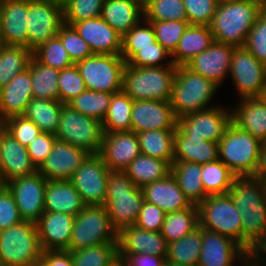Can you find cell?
Segmentation results:
<instances>
[{"instance_id":"cell-71","label":"cell","mask_w":266,"mask_h":266,"mask_svg":"<svg viewBox=\"0 0 266 266\" xmlns=\"http://www.w3.org/2000/svg\"><path fill=\"white\" fill-rule=\"evenodd\" d=\"M240 266H254V265H251V264L247 263L246 261H244L243 263H240Z\"/></svg>"},{"instance_id":"cell-16","label":"cell","mask_w":266,"mask_h":266,"mask_svg":"<svg viewBox=\"0 0 266 266\" xmlns=\"http://www.w3.org/2000/svg\"><path fill=\"white\" fill-rule=\"evenodd\" d=\"M47 179L38 171L5 184L12 193L24 221L36 223L44 213Z\"/></svg>"},{"instance_id":"cell-44","label":"cell","mask_w":266,"mask_h":266,"mask_svg":"<svg viewBox=\"0 0 266 266\" xmlns=\"http://www.w3.org/2000/svg\"><path fill=\"white\" fill-rule=\"evenodd\" d=\"M112 95L107 92L87 89L68 102L67 105L83 115L103 122L108 112Z\"/></svg>"},{"instance_id":"cell-9","label":"cell","mask_w":266,"mask_h":266,"mask_svg":"<svg viewBox=\"0 0 266 266\" xmlns=\"http://www.w3.org/2000/svg\"><path fill=\"white\" fill-rule=\"evenodd\" d=\"M197 208L201 228L228 237L242 247L241 214L229 194L209 195Z\"/></svg>"},{"instance_id":"cell-3","label":"cell","mask_w":266,"mask_h":266,"mask_svg":"<svg viewBox=\"0 0 266 266\" xmlns=\"http://www.w3.org/2000/svg\"><path fill=\"white\" fill-rule=\"evenodd\" d=\"M106 208L110 222L117 232L135 225L144 203L142 189L121 171H110L107 180Z\"/></svg>"},{"instance_id":"cell-21","label":"cell","mask_w":266,"mask_h":266,"mask_svg":"<svg viewBox=\"0 0 266 266\" xmlns=\"http://www.w3.org/2000/svg\"><path fill=\"white\" fill-rule=\"evenodd\" d=\"M37 171L25 146H22L0 124V176L4 185L16 178L29 176Z\"/></svg>"},{"instance_id":"cell-36","label":"cell","mask_w":266,"mask_h":266,"mask_svg":"<svg viewBox=\"0 0 266 266\" xmlns=\"http://www.w3.org/2000/svg\"><path fill=\"white\" fill-rule=\"evenodd\" d=\"M63 104L59 100L33 97L23 116L33 121L42 132L55 135Z\"/></svg>"},{"instance_id":"cell-73","label":"cell","mask_w":266,"mask_h":266,"mask_svg":"<svg viewBox=\"0 0 266 266\" xmlns=\"http://www.w3.org/2000/svg\"><path fill=\"white\" fill-rule=\"evenodd\" d=\"M4 186V183L1 180V176H0V189Z\"/></svg>"},{"instance_id":"cell-2","label":"cell","mask_w":266,"mask_h":266,"mask_svg":"<svg viewBox=\"0 0 266 266\" xmlns=\"http://www.w3.org/2000/svg\"><path fill=\"white\" fill-rule=\"evenodd\" d=\"M265 5L261 0H234L218 4L209 25L214 41L243 47Z\"/></svg>"},{"instance_id":"cell-4","label":"cell","mask_w":266,"mask_h":266,"mask_svg":"<svg viewBox=\"0 0 266 266\" xmlns=\"http://www.w3.org/2000/svg\"><path fill=\"white\" fill-rule=\"evenodd\" d=\"M219 88L213 81L192 72L185 65L177 66L169 101L175 116L178 118L213 107L209 103Z\"/></svg>"},{"instance_id":"cell-1","label":"cell","mask_w":266,"mask_h":266,"mask_svg":"<svg viewBox=\"0 0 266 266\" xmlns=\"http://www.w3.org/2000/svg\"><path fill=\"white\" fill-rule=\"evenodd\" d=\"M228 194L241 214L242 248L246 250L266 230V183L253 177H236Z\"/></svg>"},{"instance_id":"cell-43","label":"cell","mask_w":266,"mask_h":266,"mask_svg":"<svg viewBox=\"0 0 266 266\" xmlns=\"http://www.w3.org/2000/svg\"><path fill=\"white\" fill-rule=\"evenodd\" d=\"M201 182L207 195L228 194L236 176L219 159L202 165Z\"/></svg>"},{"instance_id":"cell-42","label":"cell","mask_w":266,"mask_h":266,"mask_svg":"<svg viewBox=\"0 0 266 266\" xmlns=\"http://www.w3.org/2000/svg\"><path fill=\"white\" fill-rule=\"evenodd\" d=\"M133 100L122 90L112 95L110 106L102 125L105 133L131 130Z\"/></svg>"},{"instance_id":"cell-70","label":"cell","mask_w":266,"mask_h":266,"mask_svg":"<svg viewBox=\"0 0 266 266\" xmlns=\"http://www.w3.org/2000/svg\"><path fill=\"white\" fill-rule=\"evenodd\" d=\"M3 47H4V42H3L2 35H1V32H0V52H1Z\"/></svg>"},{"instance_id":"cell-30","label":"cell","mask_w":266,"mask_h":266,"mask_svg":"<svg viewBox=\"0 0 266 266\" xmlns=\"http://www.w3.org/2000/svg\"><path fill=\"white\" fill-rule=\"evenodd\" d=\"M231 113L236 126L262 143L266 141V104L259 97L240 99Z\"/></svg>"},{"instance_id":"cell-31","label":"cell","mask_w":266,"mask_h":266,"mask_svg":"<svg viewBox=\"0 0 266 266\" xmlns=\"http://www.w3.org/2000/svg\"><path fill=\"white\" fill-rule=\"evenodd\" d=\"M101 18L123 36L144 19L143 5L136 0H105Z\"/></svg>"},{"instance_id":"cell-55","label":"cell","mask_w":266,"mask_h":266,"mask_svg":"<svg viewBox=\"0 0 266 266\" xmlns=\"http://www.w3.org/2000/svg\"><path fill=\"white\" fill-rule=\"evenodd\" d=\"M1 125L25 147L42 132L33 121L23 115L10 117L3 121Z\"/></svg>"},{"instance_id":"cell-40","label":"cell","mask_w":266,"mask_h":266,"mask_svg":"<svg viewBox=\"0 0 266 266\" xmlns=\"http://www.w3.org/2000/svg\"><path fill=\"white\" fill-rule=\"evenodd\" d=\"M32 79L33 97L59 100V70L45 66L34 57L28 65Z\"/></svg>"},{"instance_id":"cell-64","label":"cell","mask_w":266,"mask_h":266,"mask_svg":"<svg viewBox=\"0 0 266 266\" xmlns=\"http://www.w3.org/2000/svg\"><path fill=\"white\" fill-rule=\"evenodd\" d=\"M109 266H125V265H124V262L122 261V259L118 257Z\"/></svg>"},{"instance_id":"cell-56","label":"cell","mask_w":266,"mask_h":266,"mask_svg":"<svg viewBox=\"0 0 266 266\" xmlns=\"http://www.w3.org/2000/svg\"><path fill=\"white\" fill-rule=\"evenodd\" d=\"M190 25L209 26L215 14L217 2L215 0H182Z\"/></svg>"},{"instance_id":"cell-35","label":"cell","mask_w":266,"mask_h":266,"mask_svg":"<svg viewBox=\"0 0 266 266\" xmlns=\"http://www.w3.org/2000/svg\"><path fill=\"white\" fill-rule=\"evenodd\" d=\"M124 173L139 188L164 179L171 173V164L167 161L144 154L137 156Z\"/></svg>"},{"instance_id":"cell-14","label":"cell","mask_w":266,"mask_h":266,"mask_svg":"<svg viewBox=\"0 0 266 266\" xmlns=\"http://www.w3.org/2000/svg\"><path fill=\"white\" fill-rule=\"evenodd\" d=\"M229 75L240 99L260 97L266 84V64L244 46L235 47Z\"/></svg>"},{"instance_id":"cell-7","label":"cell","mask_w":266,"mask_h":266,"mask_svg":"<svg viewBox=\"0 0 266 266\" xmlns=\"http://www.w3.org/2000/svg\"><path fill=\"white\" fill-rule=\"evenodd\" d=\"M43 251L34 222L22 221L0 231L2 266H30L41 259Z\"/></svg>"},{"instance_id":"cell-33","label":"cell","mask_w":266,"mask_h":266,"mask_svg":"<svg viewBox=\"0 0 266 266\" xmlns=\"http://www.w3.org/2000/svg\"><path fill=\"white\" fill-rule=\"evenodd\" d=\"M214 42L209 26L190 25L184 31L175 51L171 54L176 66L187 64L192 58L206 50Z\"/></svg>"},{"instance_id":"cell-6","label":"cell","mask_w":266,"mask_h":266,"mask_svg":"<svg viewBox=\"0 0 266 266\" xmlns=\"http://www.w3.org/2000/svg\"><path fill=\"white\" fill-rule=\"evenodd\" d=\"M176 67H135L126 64L123 91L133 101H170Z\"/></svg>"},{"instance_id":"cell-15","label":"cell","mask_w":266,"mask_h":266,"mask_svg":"<svg viewBox=\"0 0 266 266\" xmlns=\"http://www.w3.org/2000/svg\"><path fill=\"white\" fill-rule=\"evenodd\" d=\"M110 170L98 154H90L69 181L85 205H104Z\"/></svg>"},{"instance_id":"cell-52","label":"cell","mask_w":266,"mask_h":266,"mask_svg":"<svg viewBox=\"0 0 266 266\" xmlns=\"http://www.w3.org/2000/svg\"><path fill=\"white\" fill-rule=\"evenodd\" d=\"M170 56L171 54L156 41L155 47L136 48V54L126 64L135 67L176 66Z\"/></svg>"},{"instance_id":"cell-72","label":"cell","mask_w":266,"mask_h":266,"mask_svg":"<svg viewBox=\"0 0 266 266\" xmlns=\"http://www.w3.org/2000/svg\"><path fill=\"white\" fill-rule=\"evenodd\" d=\"M138 2H140L142 5H144L148 0H136Z\"/></svg>"},{"instance_id":"cell-67","label":"cell","mask_w":266,"mask_h":266,"mask_svg":"<svg viewBox=\"0 0 266 266\" xmlns=\"http://www.w3.org/2000/svg\"><path fill=\"white\" fill-rule=\"evenodd\" d=\"M164 266H187V265H182V264H178V263H173V262H170V261L166 260Z\"/></svg>"},{"instance_id":"cell-59","label":"cell","mask_w":266,"mask_h":266,"mask_svg":"<svg viewBox=\"0 0 266 266\" xmlns=\"http://www.w3.org/2000/svg\"><path fill=\"white\" fill-rule=\"evenodd\" d=\"M165 214L158 206L144 201L135 226L149 231L160 232Z\"/></svg>"},{"instance_id":"cell-37","label":"cell","mask_w":266,"mask_h":266,"mask_svg":"<svg viewBox=\"0 0 266 266\" xmlns=\"http://www.w3.org/2000/svg\"><path fill=\"white\" fill-rule=\"evenodd\" d=\"M176 130H149L137 133L141 154L174 162V135Z\"/></svg>"},{"instance_id":"cell-46","label":"cell","mask_w":266,"mask_h":266,"mask_svg":"<svg viewBox=\"0 0 266 266\" xmlns=\"http://www.w3.org/2000/svg\"><path fill=\"white\" fill-rule=\"evenodd\" d=\"M70 253L73 266H109L118 258L117 243H104Z\"/></svg>"},{"instance_id":"cell-62","label":"cell","mask_w":266,"mask_h":266,"mask_svg":"<svg viewBox=\"0 0 266 266\" xmlns=\"http://www.w3.org/2000/svg\"><path fill=\"white\" fill-rule=\"evenodd\" d=\"M41 259L47 266H73L71 253L67 250L43 251Z\"/></svg>"},{"instance_id":"cell-65","label":"cell","mask_w":266,"mask_h":266,"mask_svg":"<svg viewBox=\"0 0 266 266\" xmlns=\"http://www.w3.org/2000/svg\"><path fill=\"white\" fill-rule=\"evenodd\" d=\"M259 98L266 104V84H265V86H264V88L262 90V93H261Z\"/></svg>"},{"instance_id":"cell-24","label":"cell","mask_w":266,"mask_h":266,"mask_svg":"<svg viewBox=\"0 0 266 266\" xmlns=\"http://www.w3.org/2000/svg\"><path fill=\"white\" fill-rule=\"evenodd\" d=\"M72 26L87 42L93 54L120 55L122 36L101 16L75 22Z\"/></svg>"},{"instance_id":"cell-47","label":"cell","mask_w":266,"mask_h":266,"mask_svg":"<svg viewBox=\"0 0 266 266\" xmlns=\"http://www.w3.org/2000/svg\"><path fill=\"white\" fill-rule=\"evenodd\" d=\"M143 11L146 21H188L182 0H148Z\"/></svg>"},{"instance_id":"cell-61","label":"cell","mask_w":266,"mask_h":266,"mask_svg":"<svg viewBox=\"0 0 266 266\" xmlns=\"http://www.w3.org/2000/svg\"><path fill=\"white\" fill-rule=\"evenodd\" d=\"M125 266H164L166 258L151 254H118Z\"/></svg>"},{"instance_id":"cell-63","label":"cell","mask_w":266,"mask_h":266,"mask_svg":"<svg viewBox=\"0 0 266 266\" xmlns=\"http://www.w3.org/2000/svg\"><path fill=\"white\" fill-rule=\"evenodd\" d=\"M253 178L266 183V141L262 143L257 169Z\"/></svg>"},{"instance_id":"cell-13","label":"cell","mask_w":266,"mask_h":266,"mask_svg":"<svg viewBox=\"0 0 266 266\" xmlns=\"http://www.w3.org/2000/svg\"><path fill=\"white\" fill-rule=\"evenodd\" d=\"M64 6L43 0H28V49L34 50L57 36L64 25Z\"/></svg>"},{"instance_id":"cell-50","label":"cell","mask_w":266,"mask_h":266,"mask_svg":"<svg viewBox=\"0 0 266 266\" xmlns=\"http://www.w3.org/2000/svg\"><path fill=\"white\" fill-rule=\"evenodd\" d=\"M105 0H68L64 6V23L75 22L101 16Z\"/></svg>"},{"instance_id":"cell-39","label":"cell","mask_w":266,"mask_h":266,"mask_svg":"<svg viewBox=\"0 0 266 266\" xmlns=\"http://www.w3.org/2000/svg\"><path fill=\"white\" fill-rule=\"evenodd\" d=\"M202 246V228L198 226L183 238L168 244L166 260L187 266H198Z\"/></svg>"},{"instance_id":"cell-48","label":"cell","mask_w":266,"mask_h":266,"mask_svg":"<svg viewBox=\"0 0 266 266\" xmlns=\"http://www.w3.org/2000/svg\"><path fill=\"white\" fill-rule=\"evenodd\" d=\"M33 57L41 64L59 71L75 64L57 36L34 49Z\"/></svg>"},{"instance_id":"cell-53","label":"cell","mask_w":266,"mask_h":266,"mask_svg":"<svg viewBox=\"0 0 266 266\" xmlns=\"http://www.w3.org/2000/svg\"><path fill=\"white\" fill-rule=\"evenodd\" d=\"M57 37L61 40L62 45L74 63L88 58L93 54L87 42L71 25L64 24L59 30Z\"/></svg>"},{"instance_id":"cell-51","label":"cell","mask_w":266,"mask_h":266,"mask_svg":"<svg viewBox=\"0 0 266 266\" xmlns=\"http://www.w3.org/2000/svg\"><path fill=\"white\" fill-rule=\"evenodd\" d=\"M58 89L59 101L62 104H67L87 90L85 82L75 64L59 71Z\"/></svg>"},{"instance_id":"cell-10","label":"cell","mask_w":266,"mask_h":266,"mask_svg":"<svg viewBox=\"0 0 266 266\" xmlns=\"http://www.w3.org/2000/svg\"><path fill=\"white\" fill-rule=\"evenodd\" d=\"M102 122L83 115L63 104L59 115L58 140L85 149L90 154H98L103 140Z\"/></svg>"},{"instance_id":"cell-25","label":"cell","mask_w":266,"mask_h":266,"mask_svg":"<svg viewBox=\"0 0 266 266\" xmlns=\"http://www.w3.org/2000/svg\"><path fill=\"white\" fill-rule=\"evenodd\" d=\"M168 243L161 232L125 226L117 234L118 254H151L167 257Z\"/></svg>"},{"instance_id":"cell-60","label":"cell","mask_w":266,"mask_h":266,"mask_svg":"<svg viewBox=\"0 0 266 266\" xmlns=\"http://www.w3.org/2000/svg\"><path fill=\"white\" fill-rule=\"evenodd\" d=\"M245 261L254 266H266V230L249 243Z\"/></svg>"},{"instance_id":"cell-11","label":"cell","mask_w":266,"mask_h":266,"mask_svg":"<svg viewBox=\"0 0 266 266\" xmlns=\"http://www.w3.org/2000/svg\"><path fill=\"white\" fill-rule=\"evenodd\" d=\"M89 90L115 94L123 90L126 62L120 55L92 54L75 63Z\"/></svg>"},{"instance_id":"cell-12","label":"cell","mask_w":266,"mask_h":266,"mask_svg":"<svg viewBox=\"0 0 266 266\" xmlns=\"http://www.w3.org/2000/svg\"><path fill=\"white\" fill-rule=\"evenodd\" d=\"M232 122V113L225 107L214 105L201 111L177 118L174 136H197L218 143Z\"/></svg>"},{"instance_id":"cell-32","label":"cell","mask_w":266,"mask_h":266,"mask_svg":"<svg viewBox=\"0 0 266 266\" xmlns=\"http://www.w3.org/2000/svg\"><path fill=\"white\" fill-rule=\"evenodd\" d=\"M218 159V143L197 136H174V161L203 165Z\"/></svg>"},{"instance_id":"cell-17","label":"cell","mask_w":266,"mask_h":266,"mask_svg":"<svg viewBox=\"0 0 266 266\" xmlns=\"http://www.w3.org/2000/svg\"><path fill=\"white\" fill-rule=\"evenodd\" d=\"M141 154L138 135L132 131L103 134L98 155L110 171H121Z\"/></svg>"},{"instance_id":"cell-34","label":"cell","mask_w":266,"mask_h":266,"mask_svg":"<svg viewBox=\"0 0 266 266\" xmlns=\"http://www.w3.org/2000/svg\"><path fill=\"white\" fill-rule=\"evenodd\" d=\"M202 165L192 162L174 161L171 174L178 182L179 188L191 204L198 205L208 196L201 182Z\"/></svg>"},{"instance_id":"cell-28","label":"cell","mask_w":266,"mask_h":266,"mask_svg":"<svg viewBox=\"0 0 266 266\" xmlns=\"http://www.w3.org/2000/svg\"><path fill=\"white\" fill-rule=\"evenodd\" d=\"M141 189L144 201L158 206L165 213L185 210L192 205L171 173L164 179L147 184Z\"/></svg>"},{"instance_id":"cell-29","label":"cell","mask_w":266,"mask_h":266,"mask_svg":"<svg viewBox=\"0 0 266 266\" xmlns=\"http://www.w3.org/2000/svg\"><path fill=\"white\" fill-rule=\"evenodd\" d=\"M85 203L69 180H47L45 188V211L76 216Z\"/></svg>"},{"instance_id":"cell-68","label":"cell","mask_w":266,"mask_h":266,"mask_svg":"<svg viewBox=\"0 0 266 266\" xmlns=\"http://www.w3.org/2000/svg\"><path fill=\"white\" fill-rule=\"evenodd\" d=\"M43 1H51L60 5H64L68 0H43Z\"/></svg>"},{"instance_id":"cell-38","label":"cell","mask_w":266,"mask_h":266,"mask_svg":"<svg viewBox=\"0 0 266 266\" xmlns=\"http://www.w3.org/2000/svg\"><path fill=\"white\" fill-rule=\"evenodd\" d=\"M199 226L198 208L192 204L181 211L165 214L161 234L168 244L178 241Z\"/></svg>"},{"instance_id":"cell-41","label":"cell","mask_w":266,"mask_h":266,"mask_svg":"<svg viewBox=\"0 0 266 266\" xmlns=\"http://www.w3.org/2000/svg\"><path fill=\"white\" fill-rule=\"evenodd\" d=\"M33 51L23 46L4 45L0 52V88L28 69Z\"/></svg>"},{"instance_id":"cell-54","label":"cell","mask_w":266,"mask_h":266,"mask_svg":"<svg viewBox=\"0 0 266 266\" xmlns=\"http://www.w3.org/2000/svg\"><path fill=\"white\" fill-rule=\"evenodd\" d=\"M244 47L260 62L266 64V5L259 12Z\"/></svg>"},{"instance_id":"cell-27","label":"cell","mask_w":266,"mask_h":266,"mask_svg":"<svg viewBox=\"0 0 266 266\" xmlns=\"http://www.w3.org/2000/svg\"><path fill=\"white\" fill-rule=\"evenodd\" d=\"M32 98V79L28 68L0 88V124L10 117L23 115Z\"/></svg>"},{"instance_id":"cell-69","label":"cell","mask_w":266,"mask_h":266,"mask_svg":"<svg viewBox=\"0 0 266 266\" xmlns=\"http://www.w3.org/2000/svg\"><path fill=\"white\" fill-rule=\"evenodd\" d=\"M217 2V4H223V3H228L234 0H215Z\"/></svg>"},{"instance_id":"cell-22","label":"cell","mask_w":266,"mask_h":266,"mask_svg":"<svg viewBox=\"0 0 266 266\" xmlns=\"http://www.w3.org/2000/svg\"><path fill=\"white\" fill-rule=\"evenodd\" d=\"M201 247L198 266H237L235 261H245V250L237 242L217 232L202 228Z\"/></svg>"},{"instance_id":"cell-45","label":"cell","mask_w":266,"mask_h":266,"mask_svg":"<svg viewBox=\"0 0 266 266\" xmlns=\"http://www.w3.org/2000/svg\"><path fill=\"white\" fill-rule=\"evenodd\" d=\"M155 42L156 37L151 23L142 19L122 36L120 56L127 63L136 54V48L155 47Z\"/></svg>"},{"instance_id":"cell-8","label":"cell","mask_w":266,"mask_h":266,"mask_svg":"<svg viewBox=\"0 0 266 266\" xmlns=\"http://www.w3.org/2000/svg\"><path fill=\"white\" fill-rule=\"evenodd\" d=\"M117 234L104 206L85 205L84 209L75 216L68 251L104 243H117Z\"/></svg>"},{"instance_id":"cell-5","label":"cell","mask_w":266,"mask_h":266,"mask_svg":"<svg viewBox=\"0 0 266 266\" xmlns=\"http://www.w3.org/2000/svg\"><path fill=\"white\" fill-rule=\"evenodd\" d=\"M262 147V142L233 122L218 142L219 160L236 177H253Z\"/></svg>"},{"instance_id":"cell-58","label":"cell","mask_w":266,"mask_h":266,"mask_svg":"<svg viewBox=\"0 0 266 266\" xmlns=\"http://www.w3.org/2000/svg\"><path fill=\"white\" fill-rule=\"evenodd\" d=\"M56 136L50 133L41 132L31 143L26 147L32 164L38 170L50 154L55 143Z\"/></svg>"},{"instance_id":"cell-26","label":"cell","mask_w":266,"mask_h":266,"mask_svg":"<svg viewBox=\"0 0 266 266\" xmlns=\"http://www.w3.org/2000/svg\"><path fill=\"white\" fill-rule=\"evenodd\" d=\"M75 216L44 211L36 222L37 232L44 251L67 250Z\"/></svg>"},{"instance_id":"cell-18","label":"cell","mask_w":266,"mask_h":266,"mask_svg":"<svg viewBox=\"0 0 266 266\" xmlns=\"http://www.w3.org/2000/svg\"><path fill=\"white\" fill-rule=\"evenodd\" d=\"M176 127L177 117L169 101H133L130 131L176 130Z\"/></svg>"},{"instance_id":"cell-20","label":"cell","mask_w":266,"mask_h":266,"mask_svg":"<svg viewBox=\"0 0 266 266\" xmlns=\"http://www.w3.org/2000/svg\"><path fill=\"white\" fill-rule=\"evenodd\" d=\"M234 48L235 46L214 41L209 48L192 58L185 66L220 87L230 73Z\"/></svg>"},{"instance_id":"cell-23","label":"cell","mask_w":266,"mask_h":266,"mask_svg":"<svg viewBox=\"0 0 266 266\" xmlns=\"http://www.w3.org/2000/svg\"><path fill=\"white\" fill-rule=\"evenodd\" d=\"M28 0L0 2V32L4 45L28 48Z\"/></svg>"},{"instance_id":"cell-57","label":"cell","mask_w":266,"mask_h":266,"mask_svg":"<svg viewBox=\"0 0 266 266\" xmlns=\"http://www.w3.org/2000/svg\"><path fill=\"white\" fill-rule=\"evenodd\" d=\"M24 221L20 216L14 196L4 185L0 189V231Z\"/></svg>"},{"instance_id":"cell-49","label":"cell","mask_w":266,"mask_h":266,"mask_svg":"<svg viewBox=\"0 0 266 266\" xmlns=\"http://www.w3.org/2000/svg\"><path fill=\"white\" fill-rule=\"evenodd\" d=\"M151 23L156 41H158L170 54H172L184 31L189 26L188 21H148Z\"/></svg>"},{"instance_id":"cell-66","label":"cell","mask_w":266,"mask_h":266,"mask_svg":"<svg viewBox=\"0 0 266 266\" xmlns=\"http://www.w3.org/2000/svg\"><path fill=\"white\" fill-rule=\"evenodd\" d=\"M30 266H47V264L42 260H38V261H35L33 264H31Z\"/></svg>"},{"instance_id":"cell-19","label":"cell","mask_w":266,"mask_h":266,"mask_svg":"<svg viewBox=\"0 0 266 266\" xmlns=\"http://www.w3.org/2000/svg\"><path fill=\"white\" fill-rule=\"evenodd\" d=\"M89 155L85 149L56 139L37 171L47 180H69Z\"/></svg>"}]
</instances>
